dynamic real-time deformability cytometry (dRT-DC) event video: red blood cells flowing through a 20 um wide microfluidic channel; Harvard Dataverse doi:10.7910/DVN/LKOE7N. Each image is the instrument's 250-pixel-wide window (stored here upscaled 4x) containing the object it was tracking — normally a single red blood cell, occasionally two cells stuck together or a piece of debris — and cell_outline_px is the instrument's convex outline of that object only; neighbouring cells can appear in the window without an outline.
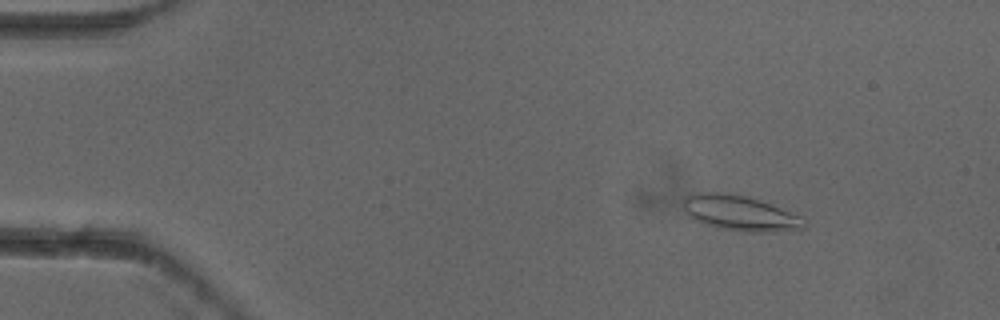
{"species": "common noctule bat (a hibernating species)", "species_latin": "Nyctalus noctula", "temperature_condition": "cold", "stored_images_in_passage": 7, "camera_frame_rate_fps": 3000, "um_per_image_px": 0.085, "animal": {"sex": "female"}, "frame": {"image": 1, "passage_image": 2, "time_ms": 0.333, "image_size_px": [1000, 320], "cell_outline_px": [[804, 228], [772, 232], [744, 232], [716, 228], [692, 220], [684, 212], [684, 196], [696, 192], [720, 192], [744, 196], [760, 200], [772, 204], [804, 216]], "centroid_in_image_um": [62.87, 18.12], "position_along_channel_um": 22.1, "area_um2": 25.26}}
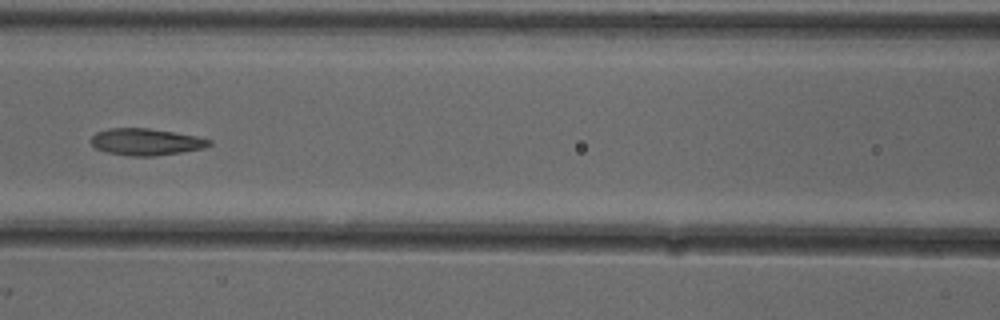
{"frame": {"image": 2, "passage_image": 6, "time_ms": 1.667, "image_size_px": [1000, 320], "cell_outline_px": [[212, 144], [204, 148], [156, 156], [128, 156], [108, 152], [96, 148], [92, 144], [92, 136], [96, 132], [108, 128], [148, 128], [196, 136], [212, 140]], "centroid_in_image_um": [12.41, 12.06], "position_along_channel_um": 154.2, "area_um2": 18.32}}
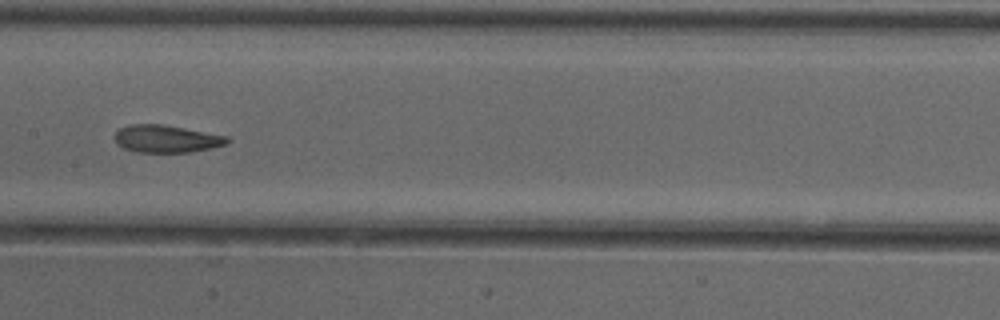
{"frame": {"image": 3, "passage_image": 7, "time_ms": 2.0, "image_size_px": [1000, 320], "cell_outline_px": [[232, 140], [228, 144], [212, 148], [188, 152], [136, 152], [124, 148], [116, 144], [116, 132], [120, 128], [132, 124], [164, 124], [228, 136]], "centroid_in_image_um": [14.19, 11.8], "position_along_channel_um": 193.2, "area_um2": 18.09}}